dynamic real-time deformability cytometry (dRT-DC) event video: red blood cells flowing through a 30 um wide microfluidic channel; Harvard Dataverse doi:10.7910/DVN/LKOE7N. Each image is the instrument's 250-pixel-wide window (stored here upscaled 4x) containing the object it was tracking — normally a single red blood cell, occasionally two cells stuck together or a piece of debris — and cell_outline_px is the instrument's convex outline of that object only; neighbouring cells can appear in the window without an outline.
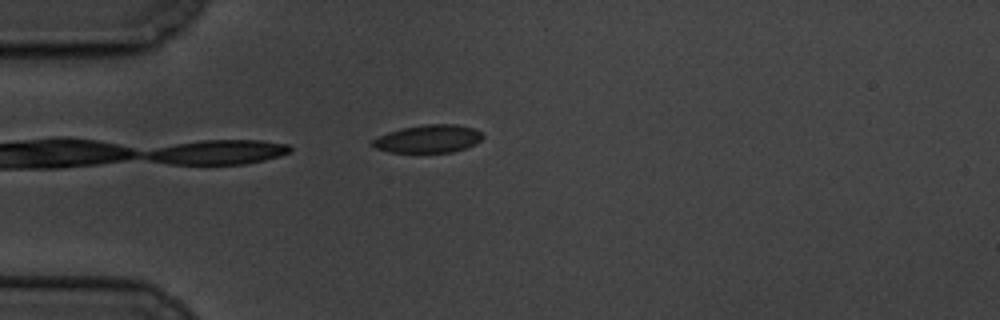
{"species": "common noctule bat (a hibernating species)", "species_latin": "Nyctalus noctula", "temperature_condition": "cold", "stored_images_in_passage": 5, "camera_frame_rate_fps": 3000, "um_per_image_px": 0.085, "animal": {"sex": "male", "body_mass_g": 19.5, "forearm_length_mm": 54.6}, "frame": {"image": 1, "passage_image": 5, "time_ms": 4.667, "image_size_px": [1000, 320], "cell_outline_px": [[484, 136], [480, 140], [464, 148], [452, 152], [392, 152], [376, 148], [368, 144], [368, 140], [388, 132], [400, 128], [424, 124], [456, 124], [472, 128], [480, 132]], "centroid_in_image_um": [36.31, 11.79], "position_along_channel_um": 48.7, "area_um2": 17.92}}